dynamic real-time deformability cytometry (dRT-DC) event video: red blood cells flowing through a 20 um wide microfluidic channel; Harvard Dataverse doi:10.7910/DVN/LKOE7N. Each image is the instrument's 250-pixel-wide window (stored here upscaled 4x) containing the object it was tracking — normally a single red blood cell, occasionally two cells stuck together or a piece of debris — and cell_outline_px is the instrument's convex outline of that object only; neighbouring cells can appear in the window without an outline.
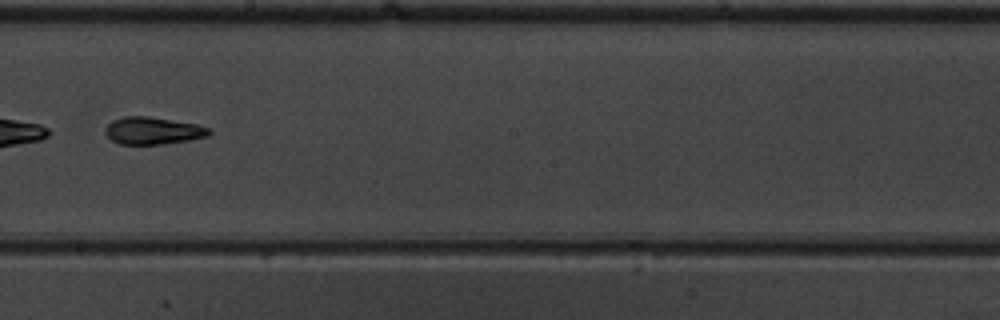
{"species": "common noctule bat (a hibernating species)", "species_latin": "Nyctalus noctula", "temperature_condition": "warm", "stored_images_in_passage": 51, "camera_frame_rate_fps": 3000, "um_per_image_px": 0.085, "animal": {"sex": "male", "body_mass_g": 19.5, "forearm_length_mm": 54.6}, "frame": {"image": 1, "passage_image": 30, "time_ms": 9.667, "image_size_px": [1000, 320], "cell_outline_px": [[212, 132], [208, 136], [188, 140], [160, 144], [120, 144], [112, 140], [104, 132], [104, 128], [112, 120], [124, 116], [148, 116], [196, 124], [212, 128]], "centroid_in_image_um": [13.0, 11.1], "position_along_channel_um": 235.2, "area_um2": 16.53}, "authors_computed_cell_mechanics": {"area_um2": 17.5134, "velocity_mm_per_s": 3.9167, "shape_relaxation_time_tau1_ms": 7.2489, "shape_relaxation_time_tau2_ms": 2.6409, "deformation_change_tau1": 0.2434, "deformation_change_tau2": 0.1138}}